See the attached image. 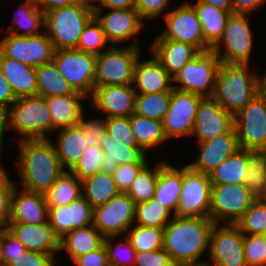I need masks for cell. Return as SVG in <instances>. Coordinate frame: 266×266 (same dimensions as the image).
Segmentation results:
<instances>
[{
  "mask_svg": "<svg viewBox=\"0 0 266 266\" xmlns=\"http://www.w3.org/2000/svg\"><path fill=\"white\" fill-rule=\"evenodd\" d=\"M54 137L23 139L17 144L18 157L15 171L21 188L45 194L65 171L62 167L55 147Z\"/></svg>",
  "mask_w": 266,
  "mask_h": 266,
  "instance_id": "obj_1",
  "label": "cell"
},
{
  "mask_svg": "<svg viewBox=\"0 0 266 266\" xmlns=\"http://www.w3.org/2000/svg\"><path fill=\"white\" fill-rule=\"evenodd\" d=\"M214 222L203 217H174L163 228V249L175 265L204 261Z\"/></svg>",
  "mask_w": 266,
  "mask_h": 266,
  "instance_id": "obj_2",
  "label": "cell"
},
{
  "mask_svg": "<svg viewBox=\"0 0 266 266\" xmlns=\"http://www.w3.org/2000/svg\"><path fill=\"white\" fill-rule=\"evenodd\" d=\"M251 66L220 63L211 97L233 116L262 91L263 75Z\"/></svg>",
  "mask_w": 266,
  "mask_h": 266,
  "instance_id": "obj_3",
  "label": "cell"
},
{
  "mask_svg": "<svg viewBox=\"0 0 266 266\" xmlns=\"http://www.w3.org/2000/svg\"><path fill=\"white\" fill-rule=\"evenodd\" d=\"M94 18L93 1L81 0L44 13V31L56 50L77 49L81 34Z\"/></svg>",
  "mask_w": 266,
  "mask_h": 266,
  "instance_id": "obj_4",
  "label": "cell"
},
{
  "mask_svg": "<svg viewBox=\"0 0 266 266\" xmlns=\"http://www.w3.org/2000/svg\"><path fill=\"white\" fill-rule=\"evenodd\" d=\"M9 130L23 139L51 138L52 118L45 97L17 98L9 107Z\"/></svg>",
  "mask_w": 266,
  "mask_h": 266,
  "instance_id": "obj_5",
  "label": "cell"
},
{
  "mask_svg": "<svg viewBox=\"0 0 266 266\" xmlns=\"http://www.w3.org/2000/svg\"><path fill=\"white\" fill-rule=\"evenodd\" d=\"M141 46L138 40L123 47L111 45L96 55L95 87L132 85Z\"/></svg>",
  "mask_w": 266,
  "mask_h": 266,
  "instance_id": "obj_6",
  "label": "cell"
},
{
  "mask_svg": "<svg viewBox=\"0 0 266 266\" xmlns=\"http://www.w3.org/2000/svg\"><path fill=\"white\" fill-rule=\"evenodd\" d=\"M253 36L249 15L231 14L220 41L211 50L217 54L220 62L250 65L255 47Z\"/></svg>",
  "mask_w": 266,
  "mask_h": 266,
  "instance_id": "obj_7",
  "label": "cell"
},
{
  "mask_svg": "<svg viewBox=\"0 0 266 266\" xmlns=\"http://www.w3.org/2000/svg\"><path fill=\"white\" fill-rule=\"evenodd\" d=\"M220 63L213 50L200 52L173 77L174 89L211 97Z\"/></svg>",
  "mask_w": 266,
  "mask_h": 266,
  "instance_id": "obj_8",
  "label": "cell"
},
{
  "mask_svg": "<svg viewBox=\"0 0 266 266\" xmlns=\"http://www.w3.org/2000/svg\"><path fill=\"white\" fill-rule=\"evenodd\" d=\"M255 199L244 184H212L209 218L214 224H236Z\"/></svg>",
  "mask_w": 266,
  "mask_h": 266,
  "instance_id": "obj_9",
  "label": "cell"
},
{
  "mask_svg": "<svg viewBox=\"0 0 266 266\" xmlns=\"http://www.w3.org/2000/svg\"><path fill=\"white\" fill-rule=\"evenodd\" d=\"M53 61L72 89L90 98L95 88L96 55L77 49L54 52Z\"/></svg>",
  "mask_w": 266,
  "mask_h": 266,
  "instance_id": "obj_10",
  "label": "cell"
},
{
  "mask_svg": "<svg viewBox=\"0 0 266 266\" xmlns=\"http://www.w3.org/2000/svg\"><path fill=\"white\" fill-rule=\"evenodd\" d=\"M240 149L266 151V95L259 92L234 115Z\"/></svg>",
  "mask_w": 266,
  "mask_h": 266,
  "instance_id": "obj_11",
  "label": "cell"
},
{
  "mask_svg": "<svg viewBox=\"0 0 266 266\" xmlns=\"http://www.w3.org/2000/svg\"><path fill=\"white\" fill-rule=\"evenodd\" d=\"M165 28L155 38H165L194 46L199 52L210 51L205 43L201 22L193 6L184 1L164 17Z\"/></svg>",
  "mask_w": 266,
  "mask_h": 266,
  "instance_id": "obj_12",
  "label": "cell"
},
{
  "mask_svg": "<svg viewBox=\"0 0 266 266\" xmlns=\"http://www.w3.org/2000/svg\"><path fill=\"white\" fill-rule=\"evenodd\" d=\"M211 188L209 174L194 171L187 164L183 165L182 188L175 215L209 218Z\"/></svg>",
  "mask_w": 266,
  "mask_h": 266,
  "instance_id": "obj_13",
  "label": "cell"
},
{
  "mask_svg": "<svg viewBox=\"0 0 266 266\" xmlns=\"http://www.w3.org/2000/svg\"><path fill=\"white\" fill-rule=\"evenodd\" d=\"M4 35L0 39V51L5 56L33 67L53 61L55 49L45 31L32 36Z\"/></svg>",
  "mask_w": 266,
  "mask_h": 266,
  "instance_id": "obj_14",
  "label": "cell"
},
{
  "mask_svg": "<svg viewBox=\"0 0 266 266\" xmlns=\"http://www.w3.org/2000/svg\"><path fill=\"white\" fill-rule=\"evenodd\" d=\"M202 98L194 93L172 89L170 105L163 120L168 141L192 137L197 108Z\"/></svg>",
  "mask_w": 266,
  "mask_h": 266,
  "instance_id": "obj_15",
  "label": "cell"
},
{
  "mask_svg": "<svg viewBox=\"0 0 266 266\" xmlns=\"http://www.w3.org/2000/svg\"><path fill=\"white\" fill-rule=\"evenodd\" d=\"M243 233L235 224H214L209 236V262L212 266H247Z\"/></svg>",
  "mask_w": 266,
  "mask_h": 266,
  "instance_id": "obj_16",
  "label": "cell"
},
{
  "mask_svg": "<svg viewBox=\"0 0 266 266\" xmlns=\"http://www.w3.org/2000/svg\"><path fill=\"white\" fill-rule=\"evenodd\" d=\"M94 18L100 24L110 45L119 46L120 43L127 45L125 42L132 38L135 40L146 27V22L135 8L94 9Z\"/></svg>",
  "mask_w": 266,
  "mask_h": 266,
  "instance_id": "obj_17",
  "label": "cell"
},
{
  "mask_svg": "<svg viewBox=\"0 0 266 266\" xmlns=\"http://www.w3.org/2000/svg\"><path fill=\"white\" fill-rule=\"evenodd\" d=\"M136 203L120 193L106 204L94 208L93 226L104 236L125 235L134 224Z\"/></svg>",
  "mask_w": 266,
  "mask_h": 266,
  "instance_id": "obj_18",
  "label": "cell"
},
{
  "mask_svg": "<svg viewBox=\"0 0 266 266\" xmlns=\"http://www.w3.org/2000/svg\"><path fill=\"white\" fill-rule=\"evenodd\" d=\"M136 94L133 84L95 87L88 108L100 111L103 118L130 117L134 114Z\"/></svg>",
  "mask_w": 266,
  "mask_h": 266,
  "instance_id": "obj_19",
  "label": "cell"
},
{
  "mask_svg": "<svg viewBox=\"0 0 266 266\" xmlns=\"http://www.w3.org/2000/svg\"><path fill=\"white\" fill-rule=\"evenodd\" d=\"M234 127V116L226 112L212 97H203L199 102L192 137L196 142L207 141Z\"/></svg>",
  "mask_w": 266,
  "mask_h": 266,
  "instance_id": "obj_20",
  "label": "cell"
},
{
  "mask_svg": "<svg viewBox=\"0 0 266 266\" xmlns=\"http://www.w3.org/2000/svg\"><path fill=\"white\" fill-rule=\"evenodd\" d=\"M196 143L200 151L198 158L192 159L187 165L194 171L206 174L239 149L235 127L213 139Z\"/></svg>",
  "mask_w": 266,
  "mask_h": 266,
  "instance_id": "obj_21",
  "label": "cell"
},
{
  "mask_svg": "<svg viewBox=\"0 0 266 266\" xmlns=\"http://www.w3.org/2000/svg\"><path fill=\"white\" fill-rule=\"evenodd\" d=\"M93 216L94 208L83 195L69 205L48 209V223L59 239L74 229L93 225Z\"/></svg>",
  "mask_w": 266,
  "mask_h": 266,
  "instance_id": "obj_22",
  "label": "cell"
},
{
  "mask_svg": "<svg viewBox=\"0 0 266 266\" xmlns=\"http://www.w3.org/2000/svg\"><path fill=\"white\" fill-rule=\"evenodd\" d=\"M8 231L30 251L42 254H60V239L55 235L48 222L31 225L22 222H10Z\"/></svg>",
  "mask_w": 266,
  "mask_h": 266,
  "instance_id": "obj_23",
  "label": "cell"
},
{
  "mask_svg": "<svg viewBox=\"0 0 266 266\" xmlns=\"http://www.w3.org/2000/svg\"><path fill=\"white\" fill-rule=\"evenodd\" d=\"M17 184L11 196L10 222L38 225L48 222V207L44 194L19 189Z\"/></svg>",
  "mask_w": 266,
  "mask_h": 266,
  "instance_id": "obj_24",
  "label": "cell"
},
{
  "mask_svg": "<svg viewBox=\"0 0 266 266\" xmlns=\"http://www.w3.org/2000/svg\"><path fill=\"white\" fill-rule=\"evenodd\" d=\"M100 147L104 152L101 163V172L104 173L112 174L118 165L147 164L150 159L137 142L112 141L108 131L102 136Z\"/></svg>",
  "mask_w": 266,
  "mask_h": 266,
  "instance_id": "obj_25",
  "label": "cell"
},
{
  "mask_svg": "<svg viewBox=\"0 0 266 266\" xmlns=\"http://www.w3.org/2000/svg\"><path fill=\"white\" fill-rule=\"evenodd\" d=\"M147 60L139 57L134 74L133 86L136 93L151 94L172 90L173 77L163 68L152 53Z\"/></svg>",
  "mask_w": 266,
  "mask_h": 266,
  "instance_id": "obj_26",
  "label": "cell"
},
{
  "mask_svg": "<svg viewBox=\"0 0 266 266\" xmlns=\"http://www.w3.org/2000/svg\"><path fill=\"white\" fill-rule=\"evenodd\" d=\"M146 50L154 55L172 77L200 53L192 45L165 38H154Z\"/></svg>",
  "mask_w": 266,
  "mask_h": 266,
  "instance_id": "obj_27",
  "label": "cell"
},
{
  "mask_svg": "<svg viewBox=\"0 0 266 266\" xmlns=\"http://www.w3.org/2000/svg\"><path fill=\"white\" fill-rule=\"evenodd\" d=\"M45 98L50 110L54 133L59 129L77 125L85 114L84 100L89 101L88 97L76 91L70 95Z\"/></svg>",
  "mask_w": 266,
  "mask_h": 266,
  "instance_id": "obj_28",
  "label": "cell"
},
{
  "mask_svg": "<svg viewBox=\"0 0 266 266\" xmlns=\"http://www.w3.org/2000/svg\"><path fill=\"white\" fill-rule=\"evenodd\" d=\"M0 70L16 98L37 96L36 67L9 58L0 51Z\"/></svg>",
  "mask_w": 266,
  "mask_h": 266,
  "instance_id": "obj_29",
  "label": "cell"
},
{
  "mask_svg": "<svg viewBox=\"0 0 266 266\" xmlns=\"http://www.w3.org/2000/svg\"><path fill=\"white\" fill-rule=\"evenodd\" d=\"M183 166L175 167L167 161H159V175L154 199L176 214L182 188Z\"/></svg>",
  "mask_w": 266,
  "mask_h": 266,
  "instance_id": "obj_30",
  "label": "cell"
},
{
  "mask_svg": "<svg viewBox=\"0 0 266 266\" xmlns=\"http://www.w3.org/2000/svg\"><path fill=\"white\" fill-rule=\"evenodd\" d=\"M52 141L58 159L65 171H70L86 150L87 140L78 125L59 129Z\"/></svg>",
  "mask_w": 266,
  "mask_h": 266,
  "instance_id": "obj_31",
  "label": "cell"
},
{
  "mask_svg": "<svg viewBox=\"0 0 266 266\" xmlns=\"http://www.w3.org/2000/svg\"><path fill=\"white\" fill-rule=\"evenodd\" d=\"M15 8L11 22L5 34L15 36H32L44 30V12L39 9L33 0H24Z\"/></svg>",
  "mask_w": 266,
  "mask_h": 266,
  "instance_id": "obj_32",
  "label": "cell"
},
{
  "mask_svg": "<svg viewBox=\"0 0 266 266\" xmlns=\"http://www.w3.org/2000/svg\"><path fill=\"white\" fill-rule=\"evenodd\" d=\"M104 239L93 225L74 229L60 239V253L65 251L69 262H73L77 257L100 248Z\"/></svg>",
  "mask_w": 266,
  "mask_h": 266,
  "instance_id": "obj_33",
  "label": "cell"
},
{
  "mask_svg": "<svg viewBox=\"0 0 266 266\" xmlns=\"http://www.w3.org/2000/svg\"><path fill=\"white\" fill-rule=\"evenodd\" d=\"M189 3L201 22L205 43L212 49L221 39L228 17L232 11H222L200 0Z\"/></svg>",
  "mask_w": 266,
  "mask_h": 266,
  "instance_id": "obj_34",
  "label": "cell"
},
{
  "mask_svg": "<svg viewBox=\"0 0 266 266\" xmlns=\"http://www.w3.org/2000/svg\"><path fill=\"white\" fill-rule=\"evenodd\" d=\"M248 150L238 149L209 173L212 184H244L248 175Z\"/></svg>",
  "mask_w": 266,
  "mask_h": 266,
  "instance_id": "obj_35",
  "label": "cell"
},
{
  "mask_svg": "<svg viewBox=\"0 0 266 266\" xmlns=\"http://www.w3.org/2000/svg\"><path fill=\"white\" fill-rule=\"evenodd\" d=\"M135 140L146 153L169 142L163 130V121L146 118L137 114L129 117Z\"/></svg>",
  "mask_w": 266,
  "mask_h": 266,
  "instance_id": "obj_36",
  "label": "cell"
},
{
  "mask_svg": "<svg viewBox=\"0 0 266 266\" xmlns=\"http://www.w3.org/2000/svg\"><path fill=\"white\" fill-rule=\"evenodd\" d=\"M82 194L93 207L106 204L110 199L120 194L112 174L98 172L82 180Z\"/></svg>",
  "mask_w": 266,
  "mask_h": 266,
  "instance_id": "obj_37",
  "label": "cell"
},
{
  "mask_svg": "<svg viewBox=\"0 0 266 266\" xmlns=\"http://www.w3.org/2000/svg\"><path fill=\"white\" fill-rule=\"evenodd\" d=\"M44 195L48 209L69 205L83 195L82 181L72 172L64 171Z\"/></svg>",
  "mask_w": 266,
  "mask_h": 266,
  "instance_id": "obj_38",
  "label": "cell"
},
{
  "mask_svg": "<svg viewBox=\"0 0 266 266\" xmlns=\"http://www.w3.org/2000/svg\"><path fill=\"white\" fill-rule=\"evenodd\" d=\"M37 95L41 97L65 96L75 91L61 76L54 61L36 67Z\"/></svg>",
  "mask_w": 266,
  "mask_h": 266,
  "instance_id": "obj_39",
  "label": "cell"
},
{
  "mask_svg": "<svg viewBox=\"0 0 266 266\" xmlns=\"http://www.w3.org/2000/svg\"><path fill=\"white\" fill-rule=\"evenodd\" d=\"M157 162H155L154 165H150L151 161L148 162L138 172L129 190L126 192L136 204L148 202L154 197L159 175V161Z\"/></svg>",
  "mask_w": 266,
  "mask_h": 266,
  "instance_id": "obj_40",
  "label": "cell"
},
{
  "mask_svg": "<svg viewBox=\"0 0 266 266\" xmlns=\"http://www.w3.org/2000/svg\"><path fill=\"white\" fill-rule=\"evenodd\" d=\"M172 96V90L151 93V94H136L134 113L159 121H163L168 111Z\"/></svg>",
  "mask_w": 266,
  "mask_h": 266,
  "instance_id": "obj_41",
  "label": "cell"
},
{
  "mask_svg": "<svg viewBox=\"0 0 266 266\" xmlns=\"http://www.w3.org/2000/svg\"><path fill=\"white\" fill-rule=\"evenodd\" d=\"M249 170L244 185L256 199L266 196V151L248 150Z\"/></svg>",
  "mask_w": 266,
  "mask_h": 266,
  "instance_id": "obj_42",
  "label": "cell"
},
{
  "mask_svg": "<svg viewBox=\"0 0 266 266\" xmlns=\"http://www.w3.org/2000/svg\"><path fill=\"white\" fill-rule=\"evenodd\" d=\"M125 236L136 252H151L163 248V228L133 224Z\"/></svg>",
  "mask_w": 266,
  "mask_h": 266,
  "instance_id": "obj_43",
  "label": "cell"
},
{
  "mask_svg": "<svg viewBox=\"0 0 266 266\" xmlns=\"http://www.w3.org/2000/svg\"><path fill=\"white\" fill-rule=\"evenodd\" d=\"M174 214L154 198L135 206L134 224L145 227L164 228Z\"/></svg>",
  "mask_w": 266,
  "mask_h": 266,
  "instance_id": "obj_44",
  "label": "cell"
},
{
  "mask_svg": "<svg viewBox=\"0 0 266 266\" xmlns=\"http://www.w3.org/2000/svg\"><path fill=\"white\" fill-rule=\"evenodd\" d=\"M104 246L109 265L134 266L136 251L125 235L106 236Z\"/></svg>",
  "mask_w": 266,
  "mask_h": 266,
  "instance_id": "obj_45",
  "label": "cell"
},
{
  "mask_svg": "<svg viewBox=\"0 0 266 266\" xmlns=\"http://www.w3.org/2000/svg\"><path fill=\"white\" fill-rule=\"evenodd\" d=\"M235 225L243 235H262L266 232V200L255 199Z\"/></svg>",
  "mask_w": 266,
  "mask_h": 266,
  "instance_id": "obj_46",
  "label": "cell"
},
{
  "mask_svg": "<svg viewBox=\"0 0 266 266\" xmlns=\"http://www.w3.org/2000/svg\"><path fill=\"white\" fill-rule=\"evenodd\" d=\"M108 43L100 24L93 18L81 34L77 50L99 55L111 46Z\"/></svg>",
  "mask_w": 266,
  "mask_h": 266,
  "instance_id": "obj_47",
  "label": "cell"
},
{
  "mask_svg": "<svg viewBox=\"0 0 266 266\" xmlns=\"http://www.w3.org/2000/svg\"><path fill=\"white\" fill-rule=\"evenodd\" d=\"M2 163L0 161V232L8 230L11 217V196L17 185Z\"/></svg>",
  "mask_w": 266,
  "mask_h": 266,
  "instance_id": "obj_48",
  "label": "cell"
},
{
  "mask_svg": "<svg viewBox=\"0 0 266 266\" xmlns=\"http://www.w3.org/2000/svg\"><path fill=\"white\" fill-rule=\"evenodd\" d=\"M104 152L100 146L87 147L77 164L70 170L81 181L101 172Z\"/></svg>",
  "mask_w": 266,
  "mask_h": 266,
  "instance_id": "obj_49",
  "label": "cell"
},
{
  "mask_svg": "<svg viewBox=\"0 0 266 266\" xmlns=\"http://www.w3.org/2000/svg\"><path fill=\"white\" fill-rule=\"evenodd\" d=\"M243 245L247 266H266V241L262 235H244Z\"/></svg>",
  "mask_w": 266,
  "mask_h": 266,
  "instance_id": "obj_50",
  "label": "cell"
},
{
  "mask_svg": "<svg viewBox=\"0 0 266 266\" xmlns=\"http://www.w3.org/2000/svg\"><path fill=\"white\" fill-rule=\"evenodd\" d=\"M171 0H136L135 10L144 21H155L163 18L171 9Z\"/></svg>",
  "mask_w": 266,
  "mask_h": 266,
  "instance_id": "obj_51",
  "label": "cell"
},
{
  "mask_svg": "<svg viewBox=\"0 0 266 266\" xmlns=\"http://www.w3.org/2000/svg\"><path fill=\"white\" fill-rule=\"evenodd\" d=\"M86 114L83 115V117L80 119V122L77 124L81 130L82 133L85 135L87 140V146L88 147H94V146H100V141L102 136L107 131L105 119L102 118H91L87 119L85 118Z\"/></svg>",
  "mask_w": 266,
  "mask_h": 266,
  "instance_id": "obj_52",
  "label": "cell"
},
{
  "mask_svg": "<svg viewBox=\"0 0 266 266\" xmlns=\"http://www.w3.org/2000/svg\"><path fill=\"white\" fill-rule=\"evenodd\" d=\"M104 119L106 129L111 135L112 141L136 142L129 117H111Z\"/></svg>",
  "mask_w": 266,
  "mask_h": 266,
  "instance_id": "obj_53",
  "label": "cell"
},
{
  "mask_svg": "<svg viewBox=\"0 0 266 266\" xmlns=\"http://www.w3.org/2000/svg\"><path fill=\"white\" fill-rule=\"evenodd\" d=\"M145 165L146 164L118 165L112 173V177L120 193H126L129 190L136 175Z\"/></svg>",
  "mask_w": 266,
  "mask_h": 266,
  "instance_id": "obj_54",
  "label": "cell"
},
{
  "mask_svg": "<svg viewBox=\"0 0 266 266\" xmlns=\"http://www.w3.org/2000/svg\"><path fill=\"white\" fill-rule=\"evenodd\" d=\"M0 245L4 266H7L15 257L27 251V248L8 230L0 232Z\"/></svg>",
  "mask_w": 266,
  "mask_h": 266,
  "instance_id": "obj_55",
  "label": "cell"
},
{
  "mask_svg": "<svg viewBox=\"0 0 266 266\" xmlns=\"http://www.w3.org/2000/svg\"><path fill=\"white\" fill-rule=\"evenodd\" d=\"M56 256L27 250L15 257L7 266H56Z\"/></svg>",
  "mask_w": 266,
  "mask_h": 266,
  "instance_id": "obj_56",
  "label": "cell"
},
{
  "mask_svg": "<svg viewBox=\"0 0 266 266\" xmlns=\"http://www.w3.org/2000/svg\"><path fill=\"white\" fill-rule=\"evenodd\" d=\"M134 266H175V264L162 248L151 252H136Z\"/></svg>",
  "mask_w": 266,
  "mask_h": 266,
  "instance_id": "obj_57",
  "label": "cell"
},
{
  "mask_svg": "<svg viewBox=\"0 0 266 266\" xmlns=\"http://www.w3.org/2000/svg\"><path fill=\"white\" fill-rule=\"evenodd\" d=\"M73 263L76 266H109L104 244L100 248L77 257Z\"/></svg>",
  "mask_w": 266,
  "mask_h": 266,
  "instance_id": "obj_58",
  "label": "cell"
},
{
  "mask_svg": "<svg viewBox=\"0 0 266 266\" xmlns=\"http://www.w3.org/2000/svg\"><path fill=\"white\" fill-rule=\"evenodd\" d=\"M266 4V0H232V14L251 16Z\"/></svg>",
  "mask_w": 266,
  "mask_h": 266,
  "instance_id": "obj_59",
  "label": "cell"
},
{
  "mask_svg": "<svg viewBox=\"0 0 266 266\" xmlns=\"http://www.w3.org/2000/svg\"><path fill=\"white\" fill-rule=\"evenodd\" d=\"M136 0H94V9H131L135 8Z\"/></svg>",
  "mask_w": 266,
  "mask_h": 266,
  "instance_id": "obj_60",
  "label": "cell"
},
{
  "mask_svg": "<svg viewBox=\"0 0 266 266\" xmlns=\"http://www.w3.org/2000/svg\"><path fill=\"white\" fill-rule=\"evenodd\" d=\"M16 99L11 85L0 70V105L9 108Z\"/></svg>",
  "mask_w": 266,
  "mask_h": 266,
  "instance_id": "obj_61",
  "label": "cell"
},
{
  "mask_svg": "<svg viewBox=\"0 0 266 266\" xmlns=\"http://www.w3.org/2000/svg\"><path fill=\"white\" fill-rule=\"evenodd\" d=\"M44 13L55 8L74 5L81 0H33Z\"/></svg>",
  "mask_w": 266,
  "mask_h": 266,
  "instance_id": "obj_62",
  "label": "cell"
},
{
  "mask_svg": "<svg viewBox=\"0 0 266 266\" xmlns=\"http://www.w3.org/2000/svg\"><path fill=\"white\" fill-rule=\"evenodd\" d=\"M9 108L3 105H0V161H2L1 157L4 153L3 151V143L4 137H6V132L9 130ZM8 129V130H7Z\"/></svg>",
  "mask_w": 266,
  "mask_h": 266,
  "instance_id": "obj_63",
  "label": "cell"
},
{
  "mask_svg": "<svg viewBox=\"0 0 266 266\" xmlns=\"http://www.w3.org/2000/svg\"><path fill=\"white\" fill-rule=\"evenodd\" d=\"M222 11H232V0H200Z\"/></svg>",
  "mask_w": 266,
  "mask_h": 266,
  "instance_id": "obj_64",
  "label": "cell"
},
{
  "mask_svg": "<svg viewBox=\"0 0 266 266\" xmlns=\"http://www.w3.org/2000/svg\"><path fill=\"white\" fill-rule=\"evenodd\" d=\"M175 266H212L211 263L207 260L200 261V262H191V263H181Z\"/></svg>",
  "mask_w": 266,
  "mask_h": 266,
  "instance_id": "obj_65",
  "label": "cell"
},
{
  "mask_svg": "<svg viewBox=\"0 0 266 266\" xmlns=\"http://www.w3.org/2000/svg\"><path fill=\"white\" fill-rule=\"evenodd\" d=\"M263 73H261L263 75V77H262V91L266 95V70Z\"/></svg>",
  "mask_w": 266,
  "mask_h": 266,
  "instance_id": "obj_66",
  "label": "cell"
},
{
  "mask_svg": "<svg viewBox=\"0 0 266 266\" xmlns=\"http://www.w3.org/2000/svg\"><path fill=\"white\" fill-rule=\"evenodd\" d=\"M0 266H4V263H3V260H2L1 245H0Z\"/></svg>",
  "mask_w": 266,
  "mask_h": 266,
  "instance_id": "obj_67",
  "label": "cell"
},
{
  "mask_svg": "<svg viewBox=\"0 0 266 266\" xmlns=\"http://www.w3.org/2000/svg\"><path fill=\"white\" fill-rule=\"evenodd\" d=\"M262 236H263V238H264L265 241H266V232H264V233L262 234Z\"/></svg>",
  "mask_w": 266,
  "mask_h": 266,
  "instance_id": "obj_68",
  "label": "cell"
}]
</instances>
